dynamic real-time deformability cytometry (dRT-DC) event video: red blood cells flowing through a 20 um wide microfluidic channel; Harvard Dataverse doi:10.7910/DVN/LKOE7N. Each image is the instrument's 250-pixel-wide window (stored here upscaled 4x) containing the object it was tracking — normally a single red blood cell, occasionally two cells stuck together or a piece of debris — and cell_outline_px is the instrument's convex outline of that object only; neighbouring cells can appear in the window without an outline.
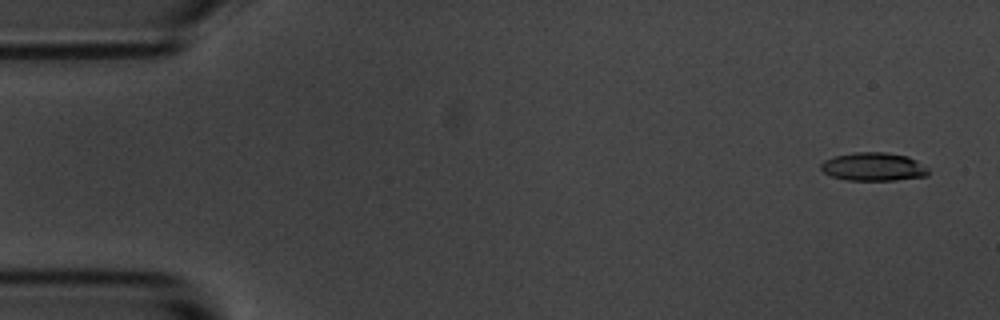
{"species": "common noctule bat (a hibernating species)", "species_latin": "Nyctalus noctula", "temperature_condition": "room temperature", "stored_images_in_passage": 3, "camera_frame_rate_fps": 3000, "um_per_image_px": 0.085, "animal": {"sex": "male", "body_mass_g": 20.1, "forearm_length_mm": 53.5}, "frame": {"image": 1, "passage_image": 1, "time_ms": 0.0, "image_size_px": [1000, 320], "cell_outline_px": [[928, 176], [896, 180], [844, 180], [832, 176], [824, 172], [820, 168], [820, 164], [824, 160], [832, 156], [852, 152], [884, 152], [908, 156], [916, 160], [928, 168]], "centroid_in_image_um": [74.22, 14.17], "position_along_channel_um": 10.8, "area_um2": 17.92}}